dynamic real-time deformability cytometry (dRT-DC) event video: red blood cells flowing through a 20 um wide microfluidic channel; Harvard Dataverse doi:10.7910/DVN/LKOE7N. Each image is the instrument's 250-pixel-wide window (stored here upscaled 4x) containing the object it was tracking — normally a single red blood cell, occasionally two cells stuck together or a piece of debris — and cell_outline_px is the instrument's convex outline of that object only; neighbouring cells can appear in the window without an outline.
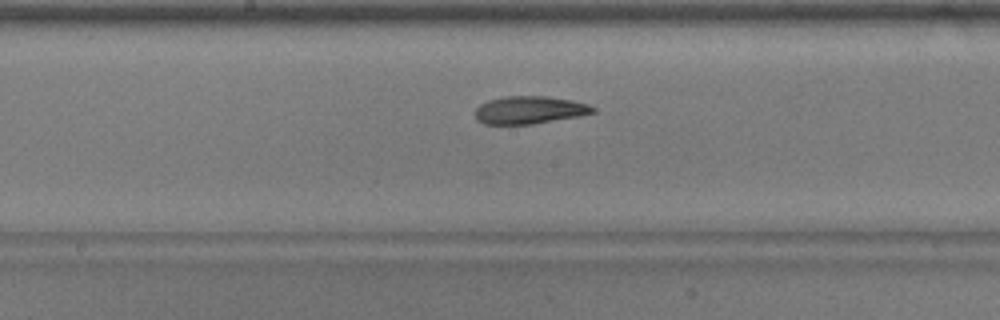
{"species": "common noctule bat (a hibernating species)", "species_latin": "Nyctalus noctula", "temperature_condition": "warm", "stored_images_in_passage": 25, "camera_frame_rate_fps": 3000, "um_per_image_px": 0.085, "animal": {"sex": "male", "body_mass_g": 17.9}, "frame": {"image": 1, "passage_image": 17, "time_ms": 5.333, "image_size_px": [1000, 320], "cell_outline_px": [[596, 112], [580, 116], [532, 124], [484, 124], [476, 120], [476, 108], [480, 104], [488, 100], [504, 96], [548, 96], [572, 100], [588, 104], [596, 108]], "centroid_in_image_um": [45.02, 9.35], "position_along_channel_um": 203.2, "area_um2": 19.13}}
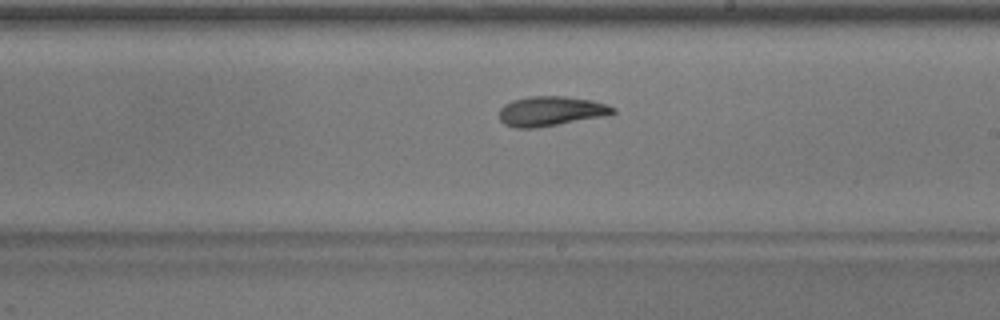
{"frame": {"image": 2, "passage_image": 20, "time_ms": 6.333, "image_size_px": [1000, 320], "cell_outline_px": [[616, 112], [612, 116], [536, 128], [516, 128], [504, 124], [500, 120], [500, 108], [504, 104], [512, 100], [528, 96], [564, 96], [592, 100], [608, 104], [616, 108]], "centroid_in_image_um": [46.9, 9.45], "position_along_channel_um": 242.1, "area_um2": 20.23}}
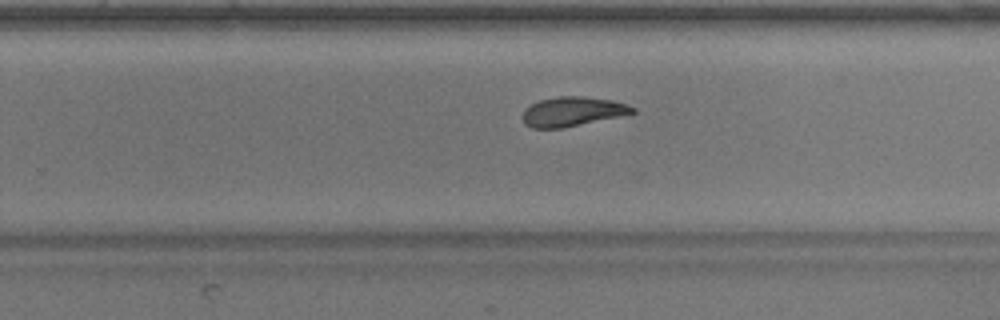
{"frame": {"image": 3, "passage_image": 23, "time_ms": 7.333, "image_size_px": [1000, 320], "cell_outline_px": [[636, 112], [620, 116], [564, 128], [532, 128], [524, 124], [524, 108], [540, 100], [556, 96], [584, 96], [612, 100], [628, 104], [636, 108]], "centroid_in_image_um": [48.68, 9.48], "position_along_channel_um": 281.1, "area_um2": 18.9}}